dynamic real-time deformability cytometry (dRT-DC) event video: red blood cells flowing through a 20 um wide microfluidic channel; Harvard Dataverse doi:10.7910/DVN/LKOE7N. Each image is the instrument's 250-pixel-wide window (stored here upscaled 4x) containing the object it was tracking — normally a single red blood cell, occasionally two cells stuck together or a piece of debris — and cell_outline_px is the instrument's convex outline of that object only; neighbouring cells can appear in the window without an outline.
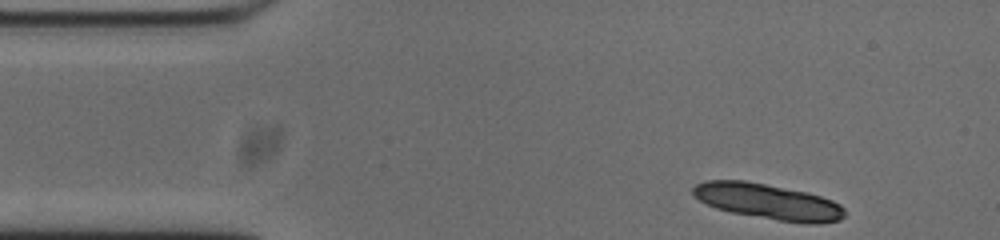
{"species": "common noctule bat (a hibernating species)", "species_latin": "Nyctalus noctula", "temperature_condition": "cold", "stored_images_in_passage": 49, "segment_of_instrument_passage": [1, 2], "camera_frame_rate_fps": 3000, "um_per_image_px": 0.085, "animal": {"sex": "male", "body_mass_g": 20.0, "forearm_length_mm": 53.3}, "frame": {"image": 1, "passage_image": 1, "time_ms": 0.0, "image_size_px": [1000, 240], "cell_outline_px": [[844, 216], [840, 220], [780, 220], [732, 212], [716, 208], [700, 200], [692, 192], [692, 188], [696, 184], [704, 180], [744, 180], [808, 192], [832, 200], [840, 204], [844, 208]], "centroid_in_image_um": [65.19, 17.07], "position_along_channel_um": 19.8, "area_um2": 30.23}}